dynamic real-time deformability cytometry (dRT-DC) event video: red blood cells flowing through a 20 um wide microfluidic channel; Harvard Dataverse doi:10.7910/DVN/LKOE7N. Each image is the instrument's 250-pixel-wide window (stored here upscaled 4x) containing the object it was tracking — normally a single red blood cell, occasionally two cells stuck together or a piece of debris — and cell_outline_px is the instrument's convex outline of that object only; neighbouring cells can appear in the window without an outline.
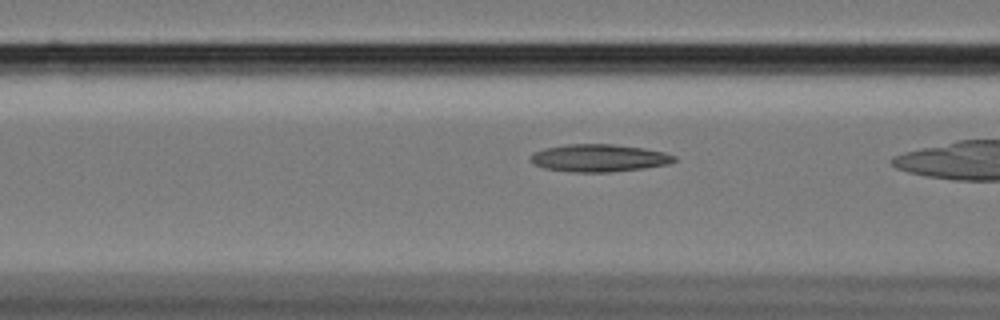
{"species": "Egyptian fruit bat (a non-hibernating species)", "species_latin": "Rousettus aegyptiacus", "temperature_condition": "cold", "stored_images_in_passage": 43, "camera_frame_rate_fps": 3000, "um_per_image_px": 0.085, "animal": {"sex": "female"}, "frame": {"image": 1, "passage_image": 20, "time_ms": 6.333, "image_size_px": [1000, 320], "cell_outline_px": [[676, 160], [668, 164], [644, 168], [612, 172], [568, 172], [544, 168], [532, 164], [528, 160], [528, 156], [532, 152], [544, 148], [568, 144], [612, 144], [644, 148], [664, 152], [676, 156]], "centroid_in_image_um": [50.85, 13.43], "position_along_channel_um": 115.8, "area_um2": 23.35}}
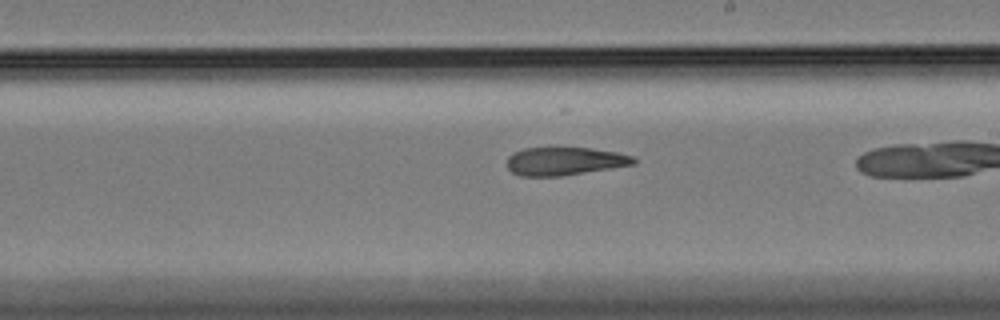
{"frame": {"image": 2, "passage_image": 31, "time_ms": 10.0, "image_size_px": [1000, 320], "cell_outline_px": [[636, 164], [612, 168], [560, 176], [520, 176], [512, 172], [508, 168], [508, 156], [512, 152], [524, 148], [552, 144], [592, 148], [616, 152], [632, 156], [636, 160]], "centroid_in_image_um": [47.95, 13.64], "position_along_channel_um": 241.0, "area_um2": 21.68}}
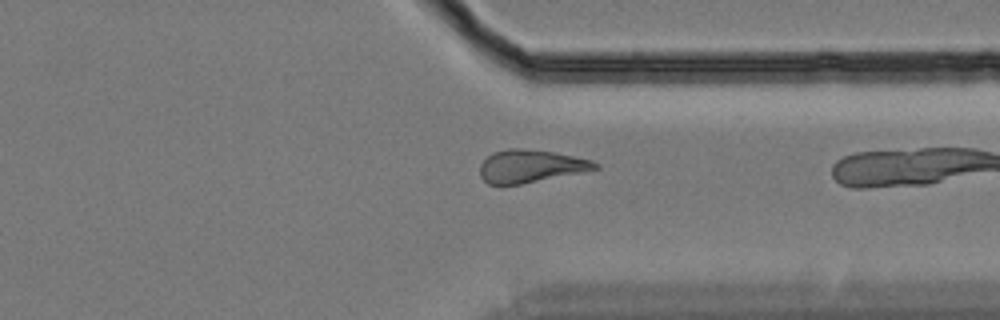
{"frame": {"image": 3, "passage_image": 42, "time_ms": 13.667, "image_size_px": [1000, 320], "cell_outline_px": [[600, 168], [520, 184], [488, 184], [480, 176], [480, 164], [492, 152], [508, 148], [524, 148], [552, 152], [592, 160], [600, 164]], "centroid_in_image_um": [45.07, 14.11], "position_along_channel_um": 366.3, "area_um2": 21.73}}